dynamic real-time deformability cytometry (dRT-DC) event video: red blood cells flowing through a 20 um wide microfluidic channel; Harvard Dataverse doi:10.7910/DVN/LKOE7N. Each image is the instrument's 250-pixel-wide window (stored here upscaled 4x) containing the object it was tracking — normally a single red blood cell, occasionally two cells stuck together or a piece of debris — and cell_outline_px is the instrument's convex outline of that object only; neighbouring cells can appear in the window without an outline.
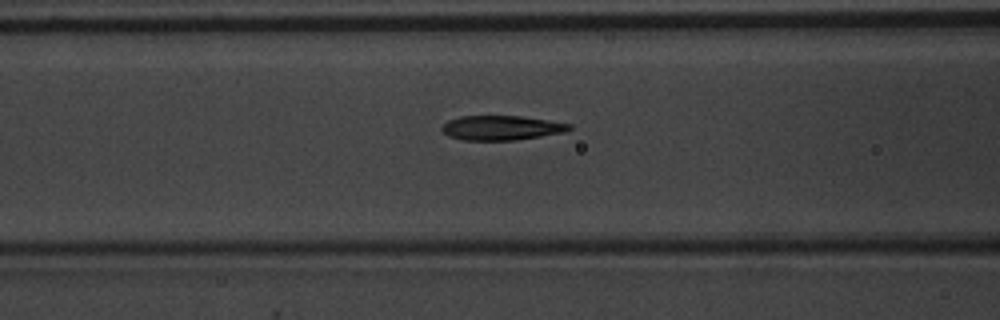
{"species": "common noctule bat (a hibernating species)", "species_latin": "Nyctalus noctula", "temperature_condition": "warm", "stored_images_in_passage": 42, "camera_frame_rate_fps": 3000, "um_per_image_px": 0.085, "animal": {"sex": "male", "body_mass_g": 20.1, "forearm_length_mm": 53.5}, "frame": {"image": 1, "passage_image": 13, "time_ms": 4.0, "image_size_px": [1000, 320], "cell_outline_px": [[572, 128], [564, 132], [516, 140], [464, 140], [448, 136], [440, 128], [448, 120], [460, 116], [520, 116], [548, 120], [572, 124]], "centroid_in_image_um": [42.61, 10.86], "position_along_channel_um": 124.0, "area_um2": 18.15}}
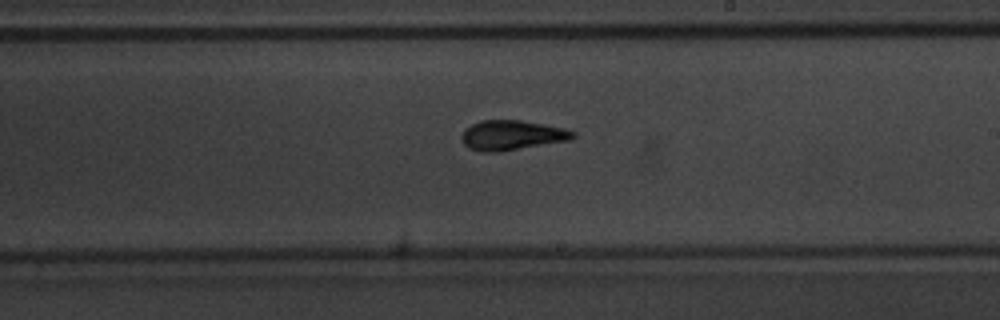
{"frame": {"image": 2, "passage_image": 22, "time_ms": 7.0, "image_size_px": [1000, 320], "cell_outline_px": [[576, 136], [568, 140], [496, 152], [480, 152], [468, 148], [464, 144], [460, 136], [464, 128], [480, 120], [520, 120], [544, 124], [564, 128], [576, 132]], "centroid_in_image_um": [43.46, 11.48], "position_along_channel_um": 245.5, "area_um2": 19.31}}
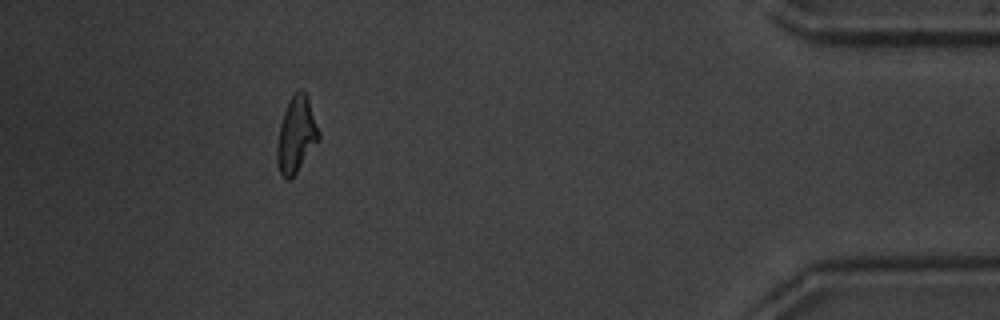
{"frame": {"image": 3, "passage_image": 38, "time_ms": 12.333, "image_size_px": [1000, 320], "cell_outline_px": [[320, 140], [296, 172], [288, 180], [284, 180], [280, 176], [276, 160], [276, 148], [280, 124], [288, 100], [300, 88], [304, 88], [308, 96], [320, 132]], "centroid_in_image_um": [25.18, 11.44], "position_along_channel_um": 410.0, "area_um2": 18.79}, "authors_computed_cell_mechanics": {"area_um2": 18.6405, "velocity_mm_per_s": 4.0604, "shape_relaxation_time_tau1_ms": 4.0385, "shape_relaxation_time_tau2_ms": 1.42, "deformation_change_tau1": 0.1737, "deformation_change_tau2": 0.0908}}